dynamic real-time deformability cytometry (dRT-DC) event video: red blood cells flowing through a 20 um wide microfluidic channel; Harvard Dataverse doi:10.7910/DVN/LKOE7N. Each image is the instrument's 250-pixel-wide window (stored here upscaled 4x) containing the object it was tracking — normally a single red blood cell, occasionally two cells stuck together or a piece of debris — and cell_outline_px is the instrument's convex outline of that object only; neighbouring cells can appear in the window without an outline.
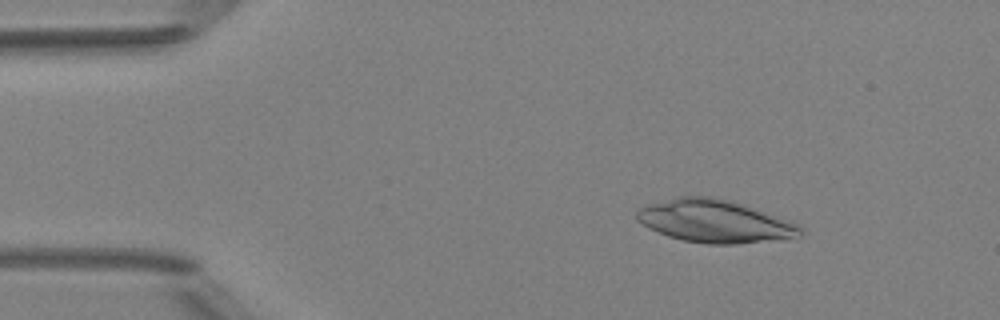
{"species": "Egyptian fruit bat (a non-hibernating species)", "species_latin": "Rousettus aegyptiacus", "temperature_condition": "room temperature", "stored_images_in_passage": 3, "camera_frame_rate_fps": 3000, "um_per_image_px": 0.085, "animal": {"sex": "female"}, "frame": {"image": 1, "passage_image": 2, "time_ms": 1.0, "image_size_px": [1000, 320], "cell_outline_px": [[804, 232], [800, 236], [732, 244], [708, 244], [680, 240], [668, 236], [648, 228], [636, 220], [636, 212], [640, 208], [648, 204], [676, 196], [712, 196], [732, 200], [744, 204], [800, 224]], "centroid_in_image_um": [60.72, 18.78], "position_along_channel_um": 24.3, "area_um2": 40.81}}